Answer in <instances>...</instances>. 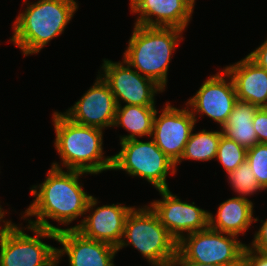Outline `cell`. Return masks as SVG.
<instances>
[{
	"instance_id": "cell-1",
	"label": "cell",
	"mask_w": 267,
	"mask_h": 266,
	"mask_svg": "<svg viewBox=\"0 0 267 266\" xmlns=\"http://www.w3.org/2000/svg\"><path fill=\"white\" fill-rule=\"evenodd\" d=\"M46 174L42 183L30 187V194L35 198L21 219H26L31 226L58 232L64 228L52 225L48 219L67 226L84 217L92 195L85 192L84 184L79 181L81 176L90 173L51 166ZM33 216L36 220L31 219Z\"/></svg>"
},
{
	"instance_id": "cell-22",
	"label": "cell",
	"mask_w": 267,
	"mask_h": 266,
	"mask_svg": "<svg viewBox=\"0 0 267 266\" xmlns=\"http://www.w3.org/2000/svg\"><path fill=\"white\" fill-rule=\"evenodd\" d=\"M228 182L237 197L247 198L261 191L256 177L252 172V168L247 160L243 161L235 170L227 174Z\"/></svg>"
},
{
	"instance_id": "cell-28",
	"label": "cell",
	"mask_w": 267,
	"mask_h": 266,
	"mask_svg": "<svg viewBox=\"0 0 267 266\" xmlns=\"http://www.w3.org/2000/svg\"><path fill=\"white\" fill-rule=\"evenodd\" d=\"M259 67L267 71V38L255 50L247 55Z\"/></svg>"
},
{
	"instance_id": "cell-19",
	"label": "cell",
	"mask_w": 267,
	"mask_h": 266,
	"mask_svg": "<svg viewBox=\"0 0 267 266\" xmlns=\"http://www.w3.org/2000/svg\"><path fill=\"white\" fill-rule=\"evenodd\" d=\"M155 106L117 105L112 127H122L129 134L120 135V142L130 139L150 138L153 131Z\"/></svg>"
},
{
	"instance_id": "cell-13",
	"label": "cell",
	"mask_w": 267,
	"mask_h": 266,
	"mask_svg": "<svg viewBox=\"0 0 267 266\" xmlns=\"http://www.w3.org/2000/svg\"><path fill=\"white\" fill-rule=\"evenodd\" d=\"M98 203V199L92 195L84 218L67 229H76L86 238L118 247L123 237L125 220L133 207L122 203L97 206Z\"/></svg>"
},
{
	"instance_id": "cell-15",
	"label": "cell",
	"mask_w": 267,
	"mask_h": 266,
	"mask_svg": "<svg viewBox=\"0 0 267 266\" xmlns=\"http://www.w3.org/2000/svg\"><path fill=\"white\" fill-rule=\"evenodd\" d=\"M57 259L67 255L69 266H115L117 247L84 237L76 229L57 232Z\"/></svg>"
},
{
	"instance_id": "cell-25",
	"label": "cell",
	"mask_w": 267,
	"mask_h": 266,
	"mask_svg": "<svg viewBox=\"0 0 267 266\" xmlns=\"http://www.w3.org/2000/svg\"><path fill=\"white\" fill-rule=\"evenodd\" d=\"M253 126L258 143H267V107H260L253 117Z\"/></svg>"
},
{
	"instance_id": "cell-29",
	"label": "cell",
	"mask_w": 267,
	"mask_h": 266,
	"mask_svg": "<svg viewBox=\"0 0 267 266\" xmlns=\"http://www.w3.org/2000/svg\"><path fill=\"white\" fill-rule=\"evenodd\" d=\"M168 266H222L218 264H203L184 258L178 251L174 257L169 261Z\"/></svg>"
},
{
	"instance_id": "cell-5",
	"label": "cell",
	"mask_w": 267,
	"mask_h": 266,
	"mask_svg": "<svg viewBox=\"0 0 267 266\" xmlns=\"http://www.w3.org/2000/svg\"><path fill=\"white\" fill-rule=\"evenodd\" d=\"M138 207L133 206L127 215L117 252L127 246H133L149 265L168 266L177 251V241L149 205Z\"/></svg>"
},
{
	"instance_id": "cell-18",
	"label": "cell",
	"mask_w": 267,
	"mask_h": 266,
	"mask_svg": "<svg viewBox=\"0 0 267 266\" xmlns=\"http://www.w3.org/2000/svg\"><path fill=\"white\" fill-rule=\"evenodd\" d=\"M253 208L250 199L237 196L227 199L220 203L215 215L209 212V227L223 233L243 236L253 222L260 221L259 217L253 216Z\"/></svg>"
},
{
	"instance_id": "cell-3",
	"label": "cell",
	"mask_w": 267,
	"mask_h": 266,
	"mask_svg": "<svg viewBox=\"0 0 267 266\" xmlns=\"http://www.w3.org/2000/svg\"><path fill=\"white\" fill-rule=\"evenodd\" d=\"M25 11L12 23L10 42L26 57L38 54L44 46L64 33L79 5L76 0H23Z\"/></svg>"
},
{
	"instance_id": "cell-23",
	"label": "cell",
	"mask_w": 267,
	"mask_h": 266,
	"mask_svg": "<svg viewBox=\"0 0 267 266\" xmlns=\"http://www.w3.org/2000/svg\"><path fill=\"white\" fill-rule=\"evenodd\" d=\"M246 158L247 149L222 134L215 161L223 166L226 174L235 170Z\"/></svg>"
},
{
	"instance_id": "cell-30",
	"label": "cell",
	"mask_w": 267,
	"mask_h": 266,
	"mask_svg": "<svg viewBox=\"0 0 267 266\" xmlns=\"http://www.w3.org/2000/svg\"><path fill=\"white\" fill-rule=\"evenodd\" d=\"M5 213L8 214V211L4 210L2 205H0V235L11 230L16 225L11 220L4 219ZM2 222L3 224L1 225Z\"/></svg>"
},
{
	"instance_id": "cell-14",
	"label": "cell",
	"mask_w": 267,
	"mask_h": 266,
	"mask_svg": "<svg viewBox=\"0 0 267 266\" xmlns=\"http://www.w3.org/2000/svg\"><path fill=\"white\" fill-rule=\"evenodd\" d=\"M116 109L109 85L98 74L95 83L63 114L75 123L103 130L113 126Z\"/></svg>"
},
{
	"instance_id": "cell-20",
	"label": "cell",
	"mask_w": 267,
	"mask_h": 266,
	"mask_svg": "<svg viewBox=\"0 0 267 266\" xmlns=\"http://www.w3.org/2000/svg\"><path fill=\"white\" fill-rule=\"evenodd\" d=\"M258 108L249 102L237 100L226 123L221 127L223 135L247 150L258 144L253 126V117Z\"/></svg>"
},
{
	"instance_id": "cell-2",
	"label": "cell",
	"mask_w": 267,
	"mask_h": 266,
	"mask_svg": "<svg viewBox=\"0 0 267 266\" xmlns=\"http://www.w3.org/2000/svg\"><path fill=\"white\" fill-rule=\"evenodd\" d=\"M52 119L56 135L54 147L61 164L55 161L51 166L90 175L112 170L113 156L106 157L103 151L104 130L75 123L58 111L53 112Z\"/></svg>"
},
{
	"instance_id": "cell-24",
	"label": "cell",
	"mask_w": 267,
	"mask_h": 266,
	"mask_svg": "<svg viewBox=\"0 0 267 266\" xmlns=\"http://www.w3.org/2000/svg\"><path fill=\"white\" fill-rule=\"evenodd\" d=\"M259 186L267 189V143L255 144L247 150V158Z\"/></svg>"
},
{
	"instance_id": "cell-31",
	"label": "cell",
	"mask_w": 267,
	"mask_h": 266,
	"mask_svg": "<svg viewBox=\"0 0 267 266\" xmlns=\"http://www.w3.org/2000/svg\"><path fill=\"white\" fill-rule=\"evenodd\" d=\"M60 261H61V260H58V259H57L51 266H58Z\"/></svg>"
},
{
	"instance_id": "cell-17",
	"label": "cell",
	"mask_w": 267,
	"mask_h": 266,
	"mask_svg": "<svg viewBox=\"0 0 267 266\" xmlns=\"http://www.w3.org/2000/svg\"><path fill=\"white\" fill-rule=\"evenodd\" d=\"M233 80L237 99L267 107V71L248 56L223 67Z\"/></svg>"
},
{
	"instance_id": "cell-12",
	"label": "cell",
	"mask_w": 267,
	"mask_h": 266,
	"mask_svg": "<svg viewBox=\"0 0 267 266\" xmlns=\"http://www.w3.org/2000/svg\"><path fill=\"white\" fill-rule=\"evenodd\" d=\"M174 107L169 101L163 106L161 113L156 111L151 138L165 155L175 164L180 160L185 145L190 138L196 120L190 109ZM159 114V115H158Z\"/></svg>"
},
{
	"instance_id": "cell-4",
	"label": "cell",
	"mask_w": 267,
	"mask_h": 266,
	"mask_svg": "<svg viewBox=\"0 0 267 266\" xmlns=\"http://www.w3.org/2000/svg\"><path fill=\"white\" fill-rule=\"evenodd\" d=\"M182 29L148 27L134 24L123 59L141 75L154 80L164 90L167 87L169 64L180 41Z\"/></svg>"
},
{
	"instance_id": "cell-10",
	"label": "cell",
	"mask_w": 267,
	"mask_h": 266,
	"mask_svg": "<svg viewBox=\"0 0 267 266\" xmlns=\"http://www.w3.org/2000/svg\"><path fill=\"white\" fill-rule=\"evenodd\" d=\"M207 78L185 104L196 122L199 121L197 118L203 115L217 122L221 128L238 100L234 83L224 68Z\"/></svg>"
},
{
	"instance_id": "cell-11",
	"label": "cell",
	"mask_w": 267,
	"mask_h": 266,
	"mask_svg": "<svg viewBox=\"0 0 267 266\" xmlns=\"http://www.w3.org/2000/svg\"><path fill=\"white\" fill-rule=\"evenodd\" d=\"M157 191L162 199L153 200L148 205L177 242L183 236L209 226V211L198 207L195 202L182 201L170 189Z\"/></svg>"
},
{
	"instance_id": "cell-6",
	"label": "cell",
	"mask_w": 267,
	"mask_h": 266,
	"mask_svg": "<svg viewBox=\"0 0 267 266\" xmlns=\"http://www.w3.org/2000/svg\"><path fill=\"white\" fill-rule=\"evenodd\" d=\"M120 146V151L112 155V170H123L129 176L143 178L156 190L169 189L167 175L176 174V165L151 137L150 141H121Z\"/></svg>"
},
{
	"instance_id": "cell-7",
	"label": "cell",
	"mask_w": 267,
	"mask_h": 266,
	"mask_svg": "<svg viewBox=\"0 0 267 266\" xmlns=\"http://www.w3.org/2000/svg\"><path fill=\"white\" fill-rule=\"evenodd\" d=\"M44 238L57 241V232L16 224L0 235V266H51L57 260V247L43 242Z\"/></svg>"
},
{
	"instance_id": "cell-16",
	"label": "cell",
	"mask_w": 267,
	"mask_h": 266,
	"mask_svg": "<svg viewBox=\"0 0 267 266\" xmlns=\"http://www.w3.org/2000/svg\"><path fill=\"white\" fill-rule=\"evenodd\" d=\"M130 12L139 14L134 24L175 27L186 30L192 20L195 0H129Z\"/></svg>"
},
{
	"instance_id": "cell-27",
	"label": "cell",
	"mask_w": 267,
	"mask_h": 266,
	"mask_svg": "<svg viewBox=\"0 0 267 266\" xmlns=\"http://www.w3.org/2000/svg\"><path fill=\"white\" fill-rule=\"evenodd\" d=\"M243 266H267V254L247 245L244 250Z\"/></svg>"
},
{
	"instance_id": "cell-9",
	"label": "cell",
	"mask_w": 267,
	"mask_h": 266,
	"mask_svg": "<svg viewBox=\"0 0 267 266\" xmlns=\"http://www.w3.org/2000/svg\"><path fill=\"white\" fill-rule=\"evenodd\" d=\"M98 74L109 85L117 105L155 106V96L165 90L154 80L141 75L124 59H103Z\"/></svg>"
},
{
	"instance_id": "cell-26",
	"label": "cell",
	"mask_w": 267,
	"mask_h": 266,
	"mask_svg": "<svg viewBox=\"0 0 267 266\" xmlns=\"http://www.w3.org/2000/svg\"><path fill=\"white\" fill-rule=\"evenodd\" d=\"M260 222L261 226H259L260 228L258 231H255L254 238L252 239V242L248 244V246L267 254V218L266 220H261Z\"/></svg>"
},
{
	"instance_id": "cell-8",
	"label": "cell",
	"mask_w": 267,
	"mask_h": 266,
	"mask_svg": "<svg viewBox=\"0 0 267 266\" xmlns=\"http://www.w3.org/2000/svg\"><path fill=\"white\" fill-rule=\"evenodd\" d=\"M247 244L238 236L210 228L183 236L177 242V251L186 259L203 264L243 266Z\"/></svg>"
},
{
	"instance_id": "cell-21",
	"label": "cell",
	"mask_w": 267,
	"mask_h": 266,
	"mask_svg": "<svg viewBox=\"0 0 267 266\" xmlns=\"http://www.w3.org/2000/svg\"><path fill=\"white\" fill-rule=\"evenodd\" d=\"M222 134L221 128L219 131H207L206 129L196 133L192 131L180 160L175 164L176 170L177 166L184 160L191 159L194 161L207 162L216 159L218 144Z\"/></svg>"
}]
</instances>
